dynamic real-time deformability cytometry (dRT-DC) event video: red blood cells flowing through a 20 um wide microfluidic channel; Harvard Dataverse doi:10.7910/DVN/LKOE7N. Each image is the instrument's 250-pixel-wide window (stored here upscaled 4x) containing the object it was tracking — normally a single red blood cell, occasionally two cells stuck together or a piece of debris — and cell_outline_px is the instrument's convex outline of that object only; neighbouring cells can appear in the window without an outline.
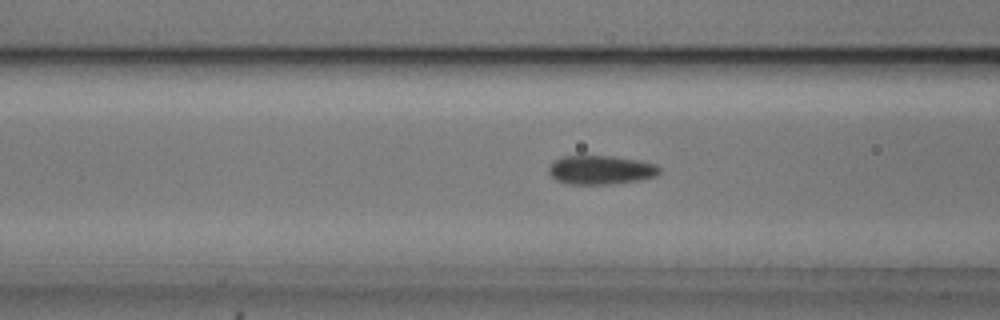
{"species": "common noctule bat (a hibernating species)", "species_latin": "Nyctalus noctula", "temperature_condition": "cold", "stored_images_in_passage": 41, "camera_frame_rate_fps": 3000, "um_per_image_px": 0.085, "animal": {"sex": "male", "body_mass_g": 20.5, "forearm_length_mm": 52.5}, "frame": {"image": 1, "passage_image": 8, "time_ms": 2.333, "image_size_px": [1000, 320], "cell_outline_px": [[660, 172], [656, 176], [640, 180], [608, 184], [568, 184], [556, 180], [548, 172], [548, 168], [556, 160], [564, 156], [612, 156], [640, 160], [656, 164], [660, 168]], "centroid_in_image_um": [51.09, 14.44], "position_along_channel_um": 115.5, "area_um2": 18.61}}
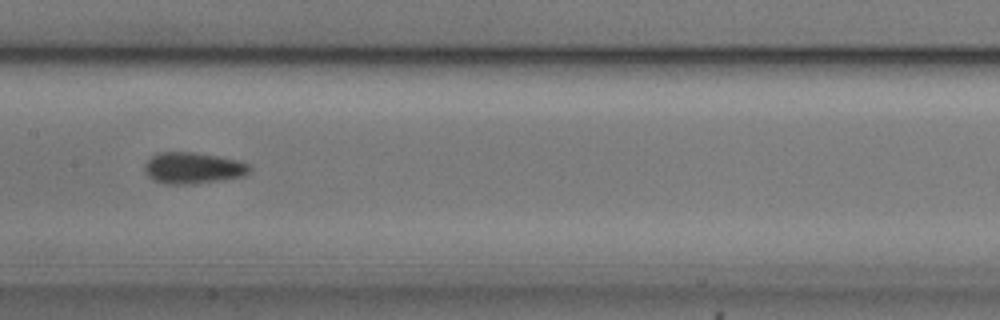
{"frame": {"image": 2, "passage_image": 14, "time_ms": 4.333, "image_size_px": [1000, 320], "cell_outline_px": [[252, 168], [244, 176], [224, 180], [192, 184], [164, 184], [152, 180], [144, 172], [144, 164], [156, 152], [192, 152], [216, 156], [236, 160], [248, 164]], "centroid_in_image_um": [16.36, 14.29], "position_along_channel_um": 191.0, "area_um2": 19.31}}
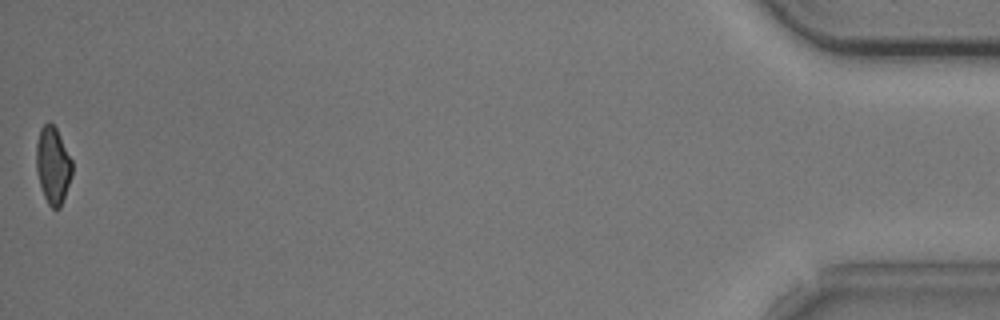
{"frame": {"image": 3, "passage_image": 41, "time_ms": 13.333, "image_size_px": [1000, 320], "cell_outline_px": [[72, 176], [60, 208], [52, 208], [48, 204], [44, 196], [36, 172], [36, 144], [40, 128], [48, 120], [56, 128], [72, 160]], "centroid_in_image_um": [4.49, 14.04], "position_along_channel_um": 430.7, "area_um2": 16.13}, "authors_computed_cell_mechanics": {"area_um2": 17.9758, "velocity_mm_per_s": 3.7472, "shape_relaxation_time_tau1_ms": 2.4496, "shape_relaxation_time_tau2_ms": 5.4212, "deformation_change_tau1": 0.0722, "deformation_change_tau2": 0.0772}}